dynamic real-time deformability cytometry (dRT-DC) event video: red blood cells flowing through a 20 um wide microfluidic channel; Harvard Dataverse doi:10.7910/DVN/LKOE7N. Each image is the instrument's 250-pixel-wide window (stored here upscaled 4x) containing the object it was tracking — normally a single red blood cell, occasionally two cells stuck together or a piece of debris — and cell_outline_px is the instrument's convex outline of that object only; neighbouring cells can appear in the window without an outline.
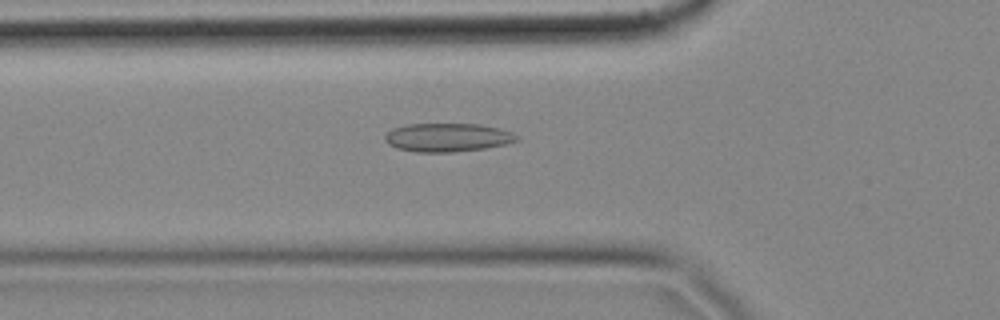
{"species": "common noctule bat (a hibernating species)", "species_latin": "Nyctalus noctula", "temperature_condition": "cold", "stored_images_in_passage": 57, "camera_frame_rate_fps": 3000, "um_per_image_px": 0.085, "animal": {"sex": "female", "body_mass_g": 18.4}, "frame": {"image": 1, "passage_image": 19, "time_ms": 6.0, "image_size_px": [1000, 320], "cell_outline_px": [[520, 140], [504, 144], [484, 148], [452, 152], [416, 152], [400, 148], [388, 144], [384, 140], [384, 136], [392, 128], [404, 124], [480, 124], [500, 128], [512, 132], [520, 136]], "centroid_in_image_um": [38.05, 11.67], "position_along_channel_um": 87.7, "area_um2": 21.96}}
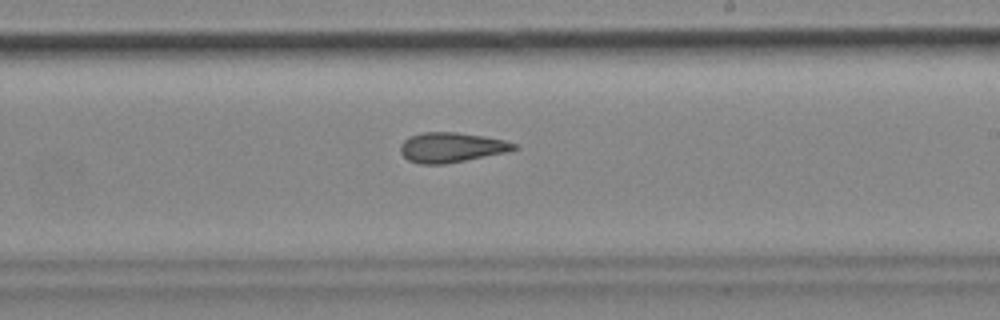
{"frame": {"image": 2, "passage_image": 33, "time_ms": 10.667, "image_size_px": [1000, 320], "cell_outline_px": [[520, 148], [504, 152], [444, 164], [420, 164], [408, 160], [400, 152], [400, 144], [408, 136], [424, 132], [456, 132], [484, 136], [504, 140], [516, 144]], "centroid_in_image_um": [38.32, 12.52], "position_along_channel_um": 250.7, "area_um2": 19.65}}
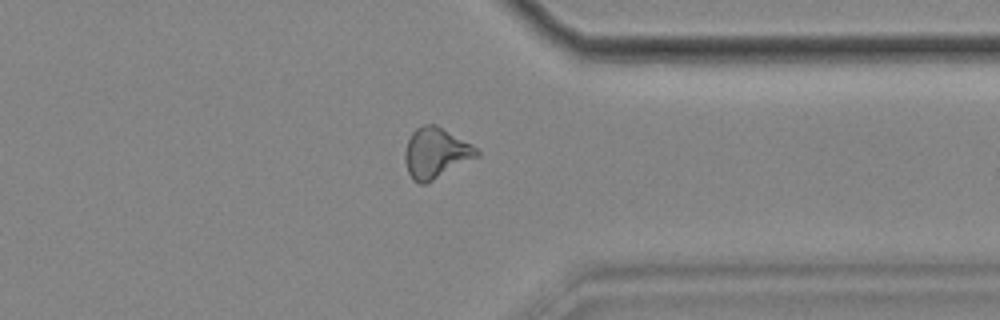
{"frame": {"image": 3, "passage_image": 44, "time_ms": 14.333, "image_size_px": [1000, 320], "cell_outline_px": [[480, 156], [424, 184], [420, 184], [412, 180], [408, 172], [404, 160], [404, 152], [408, 140], [412, 132], [416, 128], [424, 124], [436, 124], [472, 144], [480, 152]], "centroid_in_image_um": [37.04, 13.0], "position_along_channel_um": 374.4, "area_um2": 21.15}, "authors_computed_cell_mechanics": {"area_um2": 20.7502, "velocity_mm_per_s": 3.4897, "shape_relaxation_time_tau1_ms": null, "shape_relaxation_time_tau2_ms": 4.348, "deformation_change_tau1": null, "deformation_change_tau2": 0.1189}}